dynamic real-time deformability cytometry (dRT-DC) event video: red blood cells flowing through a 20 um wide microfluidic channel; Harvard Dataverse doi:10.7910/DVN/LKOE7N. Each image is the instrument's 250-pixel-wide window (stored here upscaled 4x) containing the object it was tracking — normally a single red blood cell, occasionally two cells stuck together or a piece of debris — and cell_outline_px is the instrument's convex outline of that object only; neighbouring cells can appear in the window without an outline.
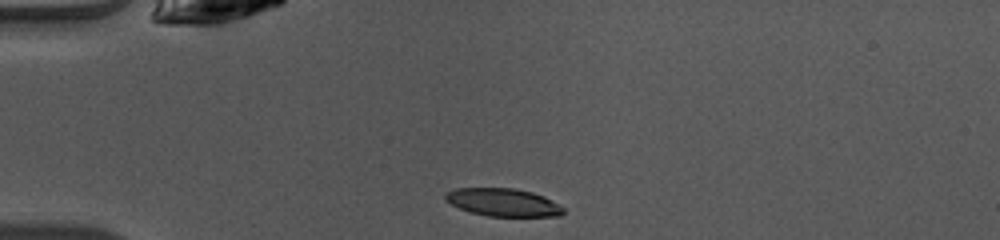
{"species": "common noctule bat (a hibernating species)", "species_latin": "Nyctalus noctula", "temperature_condition": "warm", "stored_images_in_passage": 37, "camera_frame_rate_fps": 3000, "um_per_image_px": 0.085, "animal": {"sex": "female", "body_mass_g": 10.0, "forearm_length_mm": 53.1}, "frame": {"image": 1, "passage_image": 1, "time_ms": 0.0, "image_size_px": [1000, 240], "cell_outline_px": [[564, 212], [560, 216], [488, 216], [468, 212], [444, 200], [444, 196], [448, 192], [456, 188], [516, 188], [532, 192], [544, 196], [552, 200], [564, 208]], "centroid_in_image_um": [42.77, 17.2], "position_along_channel_um": 42.2, "area_um2": 19.19}}
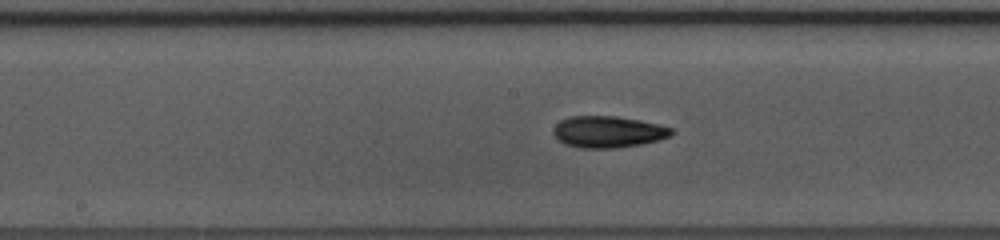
{"frame": {"image": 2, "passage_image": 14, "time_ms": 4.333, "image_size_px": [1000, 240], "cell_outline_px": [[676, 132], [672, 136], [640, 144], [616, 148], [580, 148], [556, 140], [552, 132], [556, 124], [560, 120], [568, 116], [616, 116], [640, 120], [660, 124], [672, 128]], "centroid_in_image_um": [51.69, 11.2], "position_along_channel_um": 196.5, "area_um2": 21.91}}
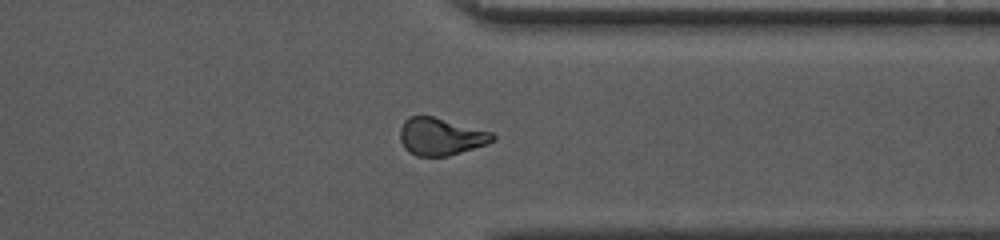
{"frame": {"image": 3, "passage_image": 27, "time_ms": 8.667, "image_size_px": [1000, 240], "cell_outline_px": [[496, 140], [488, 144], [448, 156], [416, 156], [408, 152], [404, 148], [400, 140], [400, 128], [404, 120], [412, 116], [432, 116], [492, 132], [496, 136]], "centroid_in_image_um": [37.47, 11.62], "position_along_channel_um": 373.9, "area_um2": 20.23}, "authors_computed_cell_mechanics": {"area_um2": 20.4612, "velocity_mm_per_s": 4.123, "shape_relaxation_time_tau1_ms": 4.6969, "shape_relaxation_time_tau2_ms": 5.1966, "deformation_change_tau1": 0.139, "deformation_change_tau2": 0.1312}}